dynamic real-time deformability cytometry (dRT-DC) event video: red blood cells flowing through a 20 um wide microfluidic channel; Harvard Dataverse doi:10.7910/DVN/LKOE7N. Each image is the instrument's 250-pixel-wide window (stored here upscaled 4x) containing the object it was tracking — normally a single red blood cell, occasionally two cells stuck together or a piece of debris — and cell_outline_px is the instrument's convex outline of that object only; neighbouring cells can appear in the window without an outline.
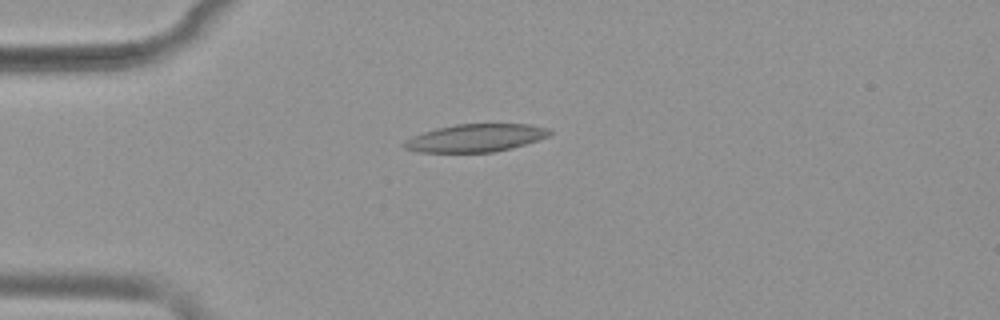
{"species": "common noctule bat (a hibernating species)", "species_latin": "Nyctalus noctula", "temperature_condition": "warm", "stored_images_in_passage": 40, "camera_frame_rate_fps": 3000, "um_per_image_px": 0.085, "animal": {"sex": "female", "body_mass_g": 19.9}, "frame": {"image": 1, "passage_image": 1, "time_ms": 0.0, "image_size_px": [1000, 320], "cell_outline_px": [[552, 132], [548, 136], [512, 148], [492, 152], [416, 152], [404, 148], [400, 144], [404, 140], [412, 136], [436, 128], [456, 124], [532, 124], [548, 128]], "centroid_in_image_um": [40.38, 11.72], "position_along_channel_um": 44.6, "area_um2": 23.58}}
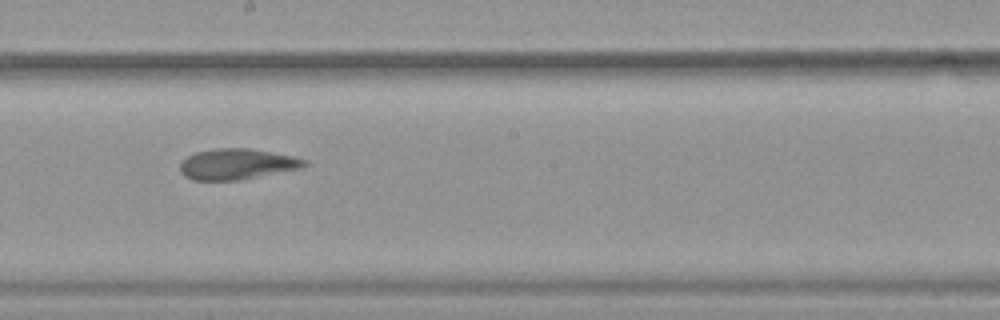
{"frame": {"image": 2, "passage_image": 17, "time_ms": 5.333, "image_size_px": [1000, 320], "cell_outline_px": [[308, 164], [304, 168], [240, 180], [192, 180], [184, 176], [180, 172], [180, 164], [188, 156], [196, 152], [216, 148], [248, 148], [292, 156], [308, 160]], "centroid_in_image_um": [20.17, 13.96], "position_along_channel_um": 228.0, "area_um2": 22.37}}
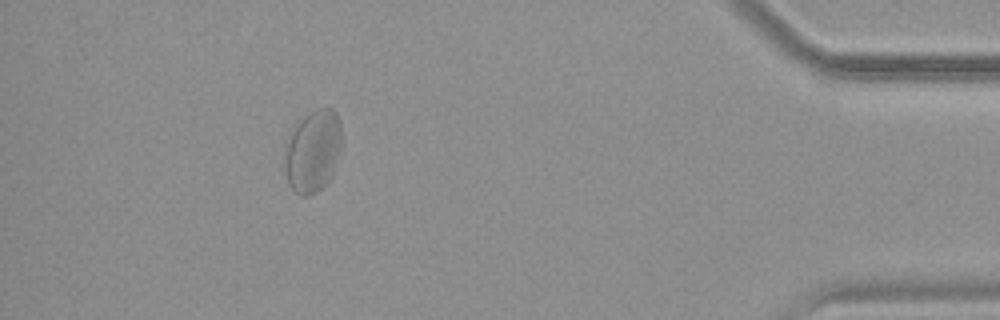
{"frame": {"image": 3, "passage_image": 35, "time_ms": 11.333, "image_size_px": [1000, 320], "cell_outline_px": [[340, 144], [332, 176], [316, 192], [308, 196], [300, 196], [288, 184], [284, 164], [284, 152], [296, 128], [304, 116], [308, 112], [316, 108], [332, 108], [336, 112], [340, 124]], "centroid_in_image_um": [26.59, 12.86], "position_along_channel_um": 408.6, "area_um2": 26.65}, "authors_computed_cell_mechanics": {"area_um2": 23.3801, "velocity_mm_per_s": 3.8453, "shape_relaxation_time_tau1_ms": null, "shape_relaxation_time_tau2_ms": 2.2505, "deformation_change_tau1": null, "deformation_change_tau2": 0.0902}}